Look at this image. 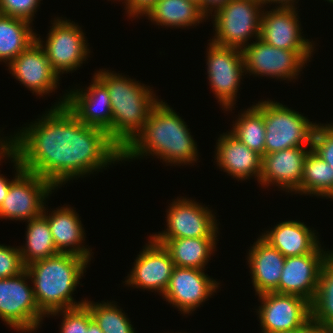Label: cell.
<instances>
[{
	"instance_id": "6da1fadb",
	"label": "cell",
	"mask_w": 333,
	"mask_h": 333,
	"mask_svg": "<svg viewBox=\"0 0 333 333\" xmlns=\"http://www.w3.org/2000/svg\"><path fill=\"white\" fill-rule=\"evenodd\" d=\"M40 118L11 137V151L25 171L55 188L123 161L107 131L83 124L65 105L51 107Z\"/></svg>"
},
{
	"instance_id": "52a82bcc",
	"label": "cell",
	"mask_w": 333,
	"mask_h": 333,
	"mask_svg": "<svg viewBox=\"0 0 333 333\" xmlns=\"http://www.w3.org/2000/svg\"><path fill=\"white\" fill-rule=\"evenodd\" d=\"M14 163L16 174L0 205V219L29 221L43 213L45 200L56 188L46 179L25 171L19 158L11 151L6 158ZM44 201V202H43Z\"/></svg>"
},
{
	"instance_id": "cb8c5ba5",
	"label": "cell",
	"mask_w": 333,
	"mask_h": 333,
	"mask_svg": "<svg viewBox=\"0 0 333 333\" xmlns=\"http://www.w3.org/2000/svg\"><path fill=\"white\" fill-rule=\"evenodd\" d=\"M315 234L304 222L289 220L262 233L261 237L286 258L312 253L320 245Z\"/></svg>"
},
{
	"instance_id": "7a4b0ae2",
	"label": "cell",
	"mask_w": 333,
	"mask_h": 333,
	"mask_svg": "<svg viewBox=\"0 0 333 333\" xmlns=\"http://www.w3.org/2000/svg\"><path fill=\"white\" fill-rule=\"evenodd\" d=\"M187 126L184 119L167 103L159 101L141 132L122 151V160L155 155L171 165H190L196 162L197 143Z\"/></svg>"
},
{
	"instance_id": "b9f144b4",
	"label": "cell",
	"mask_w": 333,
	"mask_h": 333,
	"mask_svg": "<svg viewBox=\"0 0 333 333\" xmlns=\"http://www.w3.org/2000/svg\"><path fill=\"white\" fill-rule=\"evenodd\" d=\"M273 3H275L276 5L278 4L279 6L277 7L294 8V4L297 2L296 0H265V5Z\"/></svg>"
},
{
	"instance_id": "8992f818",
	"label": "cell",
	"mask_w": 333,
	"mask_h": 333,
	"mask_svg": "<svg viewBox=\"0 0 333 333\" xmlns=\"http://www.w3.org/2000/svg\"><path fill=\"white\" fill-rule=\"evenodd\" d=\"M263 5L264 3L256 0L226 2L211 15L215 27V35L211 42L240 50L249 46L250 37L258 39L260 36Z\"/></svg>"
},
{
	"instance_id": "d4e9b609",
	"label": "cell",
	"mask_w": 333,
	"mask_h": 333,
	"mask_svg": "<svg viewBox=\"0 0 333 333\" xmlns=\"http://www.w3.org/2000/svg\"><path fill=\"white\" fill-rule=\"evenodd\" d=\"M217 237H196L178 239H153L169 252L175 266L205 269L213 251Z\"/></svg>"
},
{
	"instance_id": "f35d334b",
	"label": "cell",
	"mask_w": 333,
	"mask_h": 333,
	"mask_svg": "<svg viewBox=\"0 0 333 333\" xmlns=\"http://www.w3.org/2000/svg\"><path fill=\"white\" fill-rule=\"evenodd\" d=\"M229 0H201V11L208 17ZM212 8V9H211ZM209 14V15H208Z\"/></svg>"
},
{
	"instance_id": "f546056e",
	"label": "cell",
	"mask_w": 333,
	"mask_h": 333,
	"mask_svg": "<svg viewBox=\"0 0 333 333\" xmlns=\"http://www.w3.org/2000/svg\"><path fill=\"white\" fill-rule=\"evenodd\" d=\"M311 318L326 333H333V252L322 266L316 296L311 303Z\"/></svg>"
},
{
	"instance_id": "7c38bea8",
	"label": "cell",
	"mask_w": 333,
	"mask_h": 333,
	"mask_svg": "<svg viewBox=\"0 0 333 333\" xmlns=\"http://www.w3.org/2000/svg\"><path fill=\"white\" fill-rule=\"evenodd\" d=\"M163 232L151 235L152 239H178L217 237L218 224L211 209L187 198L175 199L167 209Z\"/></svg>"
},
{
	"instance_id": "7bdbcfd3",
	"label": "cell",
	"mask_w": 333,
	"mask_h": 333,
	"mask_svg": "<svg viewBox=\"0 0 333 333\" xmlns=\"http://www.w3.org/2000/svg\"><path fill=\"white\" fill-rule=\"evenodd\" d=\"M85 333H103L98 324L92 319L89 324L87 331Z\"/></svg>"
},
{
	"instance_id": "4fadbf2b",
	"label": "cell",
	"mask_w": 333,
	"mask_h": 333,
	"mask_svg": "<svg viewBox=\"0 0 333 333\" xmlns=\"http://www.w3.org/2000/svg\"><path fill=\"white\" fill-rule=\"evenodd\" d=\"M260 327L263 333H275L302 327L311 319V303L292 294L267 292L258 295Z\"/></svg>"
},
{
	"instance_id": "836d02e7",
	"label": "cell",
	"mask_w": 333,
	"mask_h": 333,
	"mask_svg": "<svg viewBox=\"0 0 333 333\" xmlns=\"http://www.w3.org/2000/svg\"><path fill=\"white\" fill-rule=\"evenodd\" d=\"M311 148L333 168V123L316 125Z\"/></svg>"
},
{
	"instance_id": "d590c367",
	"label": "cell",
	"mask_w": 333,
	"mask_h": 333,
	"mask_svg": "<svg viewBox=\"0 0 333 333\" xmlns=\"http://www.w3.org/2000/svg\"><path fill=\"white\" fill-rule=\"evenodd\" d=\"M25 269L19 248L0 244V278L16 276Z\"/></svg>"
},
{
	"instance_id": "e0dca14e",
	"label": "cell",
	"mask_w": 333,
	"mask_h": 333,
	"mask_svg": "<svg viewBox=\"0 0 333 333\" xmlns=\"http://www.w3.org/2000/svg\"><path fill=\"white\" fill-rule=\"evenodd\" d=\"M149 238L150 241L137 256L125 284L152 292L154 290L163 295L175 265L164 246Z\"/></svg>"
},
{
	"instance_id": "f1b7e54d",
	"label": "cell",
	"mask_w": 333,
	"mask_h": 333,
	"mask_svg": "<svg viewBox=\"0 0 333 333\" xmlns=\"http://www.w3.org/2000/svg\"><path fill=\"white\" fill-rule=\"evenodd\" d=\"M295 193L333 199V168L312 149L305 158L302 181Z\"/></svg>"
},
{
	"instance_id": "ee69618b",
	"label": "cell",
	"mask_w": 333,
	"mask_h": 333,
	"mask_svg": "<svg viewBox=\"0 0 333 333\" xmlns=\"http://www.w3.org/2000/svg\"><path fill=\"white\" fill-rule=\"evenodd\" d=\"M194 3H196L197 5H199L200 9H201V0H190Z\"/></svg>"
},
{
	"instance_id": "bcb514c9",
	"label": "cell",
	"mask_w": 333,
	"mask_h": 333,
	"mask_svg": "<svg viewBox=\"0 0 333 333\" xmlns=\"http://www.w3.org/2000/svg\"><path fill=\"white\" fill-rule=\"evenodd\" d=\"M326 1H328V2H330V3H332V4H333V0H326Z\"/></svg>"
},
{
	"instance_id": "ffe728a7",
	"label": "cell",
	"mask_w": 333,
	"mask_h": 333,
	"mask_svg": "<svg viewBox=\"0 0 333 333\" xmlns=\"http://www.w3.org/2000/svg\"><path fill=\"white\" fill-rule=\"evenodd\" d=\"M311 149L294 147L265 154L259 179L261 186L276 184L286 192H296L302 181L305 158Z\"/></svg>"
},
{
	"instance_id": "4dcf8cb0",
	"label": "cell",
	"mask_w": 333,
	"mask_h": 333,
	"mask_svg": "<svg viewBox=\"0 0 333 333\" xmlns=\"http://www.w3.org/2000/svg\"><path fill=\"white\" fill-rule=\"evenodd\" d=\"M237 119L230 133L263 157L266 133L263 113L253 105L241 113Z\"/></svg>"
},
{
	"instance_id": "ba28073f",
	"label": "cell",
	"mask_w": 333,
	"mask_h": 333,
	"mask_svg": "<svg viewBox=\"0 0 333 333\" xmlns=\"http://www.w3.org/2000/svg\"><path fill=\"white\" fill-rule=\"evenodd\" d=\"M28 279L31 278L26 269L16 276L0 278V318L22 333L38 329L46 317L36 303Z\"/></svg>"
},
{
	"instance_id": "9c48e42d",
	"label": "cell",
	"mask_w": 333,
	"mask_h": 333,
	"mask_svg": "<svg viewBox=\"0 0 333 333\" xmlns=\"http://www.w3.org/2000/svg\"><path fill=\"white\" fill-rule=\"evenodd\" d=\"M242 50L245 75L269 76L272 78L293 80L310 60L314 50H285L274 47L262 39ZM310 57V58H309Z\"/></svg>"
},
{
	"instance_id": "f6af8a7d",
	"label": "cell",
	"mask_w": 333,
	"mask_h": 333,
	"mask_svg": "<svg viewBox=\"0 0 333 333\" xmlns=\"http://www.w3.org/2000/svg\"><path fill=\"white\" fill-rule=\"evenodd\" d=\"M256 1H259L261 3H264V6H265V0H256Z\"/></svg>"
},
{
	"instance_id": "8fae6325",
	"label": "cell",
	"mask_w": 333,
	"mask_h": 333,
	"mask_svg": "<svg viewBox=\"0 0 333 333\" xmlns=\"http://www.w3.org/2000/svg\"><path fill=\"white\" fill-rule=\"evenodd\" d=\"M207 47V74L215 98L226 111L236 104L240 79L244 76L242 50L219 46L210 41Z\"/></svg>"
},
{
	"instance_id": "74e56055",
	"label": "cell",
	"mask_w": 333,
	"mask_h": 333,
	"mask_svg": "<svg viewBox=\"0 0 333 333\" xmlns=\"http://www.w3.org/2000/svg\"><path fill=\"white\" fill-rule=\"evenodd\" d=\"M275 333H326L312 318L302 327Z\"/></svg>"
},
{
	"instance_id": "603a6c76",
	"label": "cell",
	"mask_w": 333,
	"mask_h": 333,
	"mask_svg": "<svg viewBox=\"0 0 333 333\" xmlns=\"http://www.w3.org/2000/svg\"><path fill=\"white\" fill-rule=\"evenodd\" d=\"M46 209L44 207L43 214L47 218L57 251L82 256L90 262L92 252L89 247L85 248L83 244L81 245L85 241V231L77 212L66 206L58 208L48 215Z\"/></svg>"
},
{
	"instance_id": "2e32d148",
	"label": "cell",
	"mask_w": 333,
	"mask_h": 333,
	"mask_svg": "<svg viewBox=\"0 0 333 333\" xmlns=\"http://www.w3.org/2000/svg\"><path fill=\"white\" fill-rule=\"evenodd\" d=\"M91 83L87 89L70 90L54 106L65 105L83 124L109 133L112 130L109 91L95 75Z\"/></svg>"
},
{
	"instance_id": "83f0119b",
	"label": "cell",
	"mask_w": 333,
	"mask_h": 333,
	"mask_svg": "<svg viewBox=\"0 0 333 333\" xmlns=\"http://www.w3.org/2000/svg\"><path fill=\"white\" fill-rule=\"evenodd\" d=\"M26 244L19 247L22 261L28 264L52 257L59 252L54 244L52 233L45 214L27 221Z\"/></svg>"
},
{
	"instance_id": "7402d4cb",
	"label": "cell",
	"mask_w": 333,
	"mask_h": 333,
	"mask_svg": "<svg viewBox=\"0 0 333 333\" xmlns=\"http://www.w3.org/2000/svg\"><path fill=\"white\" fill-rule=\"evenodd\" d=\"M247 260L256 295L278 293L285 257L260 236L251 246Z\"/></svg>"
},
{
	"instance_id": "1f68e13d",
	"label": "cell",
	"mask_w": 333,
	"mask_h": 333,
	"mask_svg": "<svg viewBox=\"0 0 333 333\" xmlns=\"http://www.w3.org/2000/svg\"><path fill=\"white\" fill-rule=\"evenodd\" d=\"M113 303L114 301L93 303L86 300L84 304L103 333H136L125 312Z\"/></svg>"
},
{
	"instance_id": "484cf974",
	"label": "cell",
	"mask_w": 333,
	"mask_h": 333,
	"mask_svg": "<svg viewBox=\"0 0 333 333\" xmlns=\"http://www.w3.org/2000/svg\"><path fill=\"white\" fill-rule=\"evenodd\" d=\"M145 16L157 25L170 28L196 26L208 19L199 5L190 0H158Z\"/></svg>"
},
{
	"instance_id": "9a60e30c",
	"label": "cell",
	"mask_w": 333,
	"mask_h": 333,
	"mask_svg": "<svg viewBox=\"0 0 333 333\" xmlns=\"http://www.w3.org/2000/svg\"><path fill=\"white\" fill-rule=\"evenodd\" d=\"M219 284L206 275L204 269L175 266L163 298L184 315L191 314L216 293Z\"/></svg>"
},
{
	"instance_id": "d6986e66",
	"label": "cell",
	"mask_w": 333,
	"mask_h": 333,
	"mask_svg": "<svg viewBox=\"0 0 333 333\" xmlns=\"http://www.w3.org/2000/svg\"><path fill=\"white\" fill-rule=\"evenodd\" d=\"M275 8L265 13L263 10L259 38L285 50H314L313 41L301 34L297 8Z\"/></svg>"
},
{
	"instance_id": "60d3db41",
	"label": "cell",
	"mask_w": 333,
	"mask_h": 333,
	"mask_svg": "<svg viewBox=\"0 0 333 333\" xmlns=\"http://www.w3.org/2000/svg\"><path fill=\"white\" fill-rule=\"evenodd\" d=\"M9 137V139L0 140V161L11 152V136Z\"/></svg>"
},
{
	"instance_id": "5b68a950",
	"label": "cell",
	"mask_w": 333,
	"mask_h": 333,
	"mask_svg": "<svg viewBox=\"0 0 333 333\" xmlns=\"http://www.w3.org/2000/svg\"><path fill=\"white\" fill-rule=\"evenodd\" d=\"M255 106L264 115L265 154L312 146L316 123L279 102L259 101Z\"/></svg>"
},
{
	"instance_id": "e575fe53",
	"label": "cell",
	"mask_w": 333,
	"mask_h": 333,
	"mask_svg": "<svg viewBox=\"0 0 333 333\" xmlns=\"http://www.w3.org/2000/svg\"><path fill=\"white\" fill-rule=\"evenodd\" d=\"M41 0H0V14L24 19L32 24Z\"/></svg>"
},
{
	"instance_id": "ac0fdd59",
	"label": "cell",
	"mask_w": 333,
	"mask_h": 333,
	"mask_svg": "<svg viewBox=\"0 0 333 333\" xmlns=\"http://www.w3.org/2000/svg\"><path fill=\"white\" fill-rule=\"evenodd\" d=\"M10 73L35 94L44 96L57 88L59 75L53 70L45 51L35 41L10 64Z\"/></svg>"
},
{
	"instance_id": "30bf717a",
	"label": "cell",
	"mask_w": 333,
	"mask_h": 333,
	"mask_svg": "<svg viewBox=\"0 0 333 333\" xmlns=\"http://www.w3.org/2000/svg\"><path fill=\"white\" fill-rule=\"evenodd\" d=\"M51 24L53 25L46 37L45 45L40 36L37 38V34L36 41L43 48L53 70L60 77L61 73L77 70L83 61H86L90 51L87 48L83 30L75 22L58 18Z\"/></svg>"
},
{
	"instance_id": "5bb4252c",
	"label": "cell",
	"mask_w": 333,
	"mask_h": 333,
	"mask_svg": "<svg viewBox=\"0 0 333 333\" xmlns=\"http://www.w3.org/2000/svg\"><path fill=\"white\" fill-rule=\"evenodd\" d=\"M332 252L324 251L320 244L312 253L286 257L278 293L297 295L312 303L322 266Z\"/></svg>"
},
{
	"instance_id": "ab89813d",
	"label": "cell",
	"mask_w": 333,
	"mask_h": 333,
	"mask_svg": "<svg viewBox=\"0 0 333 333\" xmlns=\"http://www.w3.org/2000/svg\"><path fill=\"white\" fill-rule=\"evenodd\" d=\"M11 183H12V181L5 178L3 176V174L0 175V205L2 204L3 200L5 199V197L8 193Z\"/></svg>"
},
{
	"instance_id": "4316f807",
	"label": "cell",
	"mask_w": 333,
	"mask_h": 333,
	"mask_svg": "<svg viewBox=\"0 0 333 333\" xmlns=\"http://www.w3.org/2000/svg\"><path fill=\"white\" fill-rule=\"evenodd\" d=\"M31 23L0 14V62L10 64L21 52L36 41Z\"/></svg>"
},
{
	"instance_id": "44dd1931",
	"label": "cell",
	"mask_w": 333,
	"mask_h": 333,
	"mask_svg": "<svg viewBox=\"0 0 333 333\" xmlns=\"http://www.w3.org/2000/svg\"><path fill=\"white\" fill-rule=\"evenodd\" d=\"M216 143V158L219 169L233 178L246 180L251 176L260 179L262 156L252 151L230 132L221 134Z\"/></svg>"
},
{
	"instance_id": "277c9868",
	"label": "cell",
	"mask_w": 333,
	"mask_h": 333,
	"mask_svg": "<svg viewBox=\"0 0 333 333\" xmlns=\"http://www.w3.org/2000/svg\"><path fill=\"white\" fill-rule=\"evenodd\" d=\"M88 260L82 256L58 253L52 257L34 261L26 266L33 280L34 298L45 315L81 306L72 296L79 280L83 277ZM82 276V277H81Z\"/></svg>"
},
{
	"instance_id": "d6a6232c",
	"label": "cell",
	"mask_w": 333,
	"mask_h": 333,
	"mask_svg": "<svg viewBox=\"0 0 333 333\" xmlns=\"http://www.w3.org/2000/svg\"><path fill=\"white\" fill-rule=\"evenodd\" d=\"M60 313L64 315L60 326V333H85L89 322L93 319L89 308L85 304L74 308L59 310L49 315L56 316Z\"/></svg>"
},
{
	"instance_id": "8d00e7d4",
	"label": "cell",
	"mask_w": 333,
	"mask_h": 333,
	"mask_svg": "<svg viewBox=\"0 0 333 333\" xmlns=\"http://www.w3.org/2000/svg\"><path fill=\"white\" fill-rule=\"evenodd\" d=\"M129 17H142L158 0H124Z\"/></svg>"
},
{
	"instance_id": "3957f363",
	"label": "cell",
	"mask_w": 333,
	"mask_h": 333,
	"mask_svg": "<svg viewBox=\"0 0 333 333\" xmlns=\"http://www.w3.org/2000/svg\"><path fill=\"white\" fill-rule=\"evenodd\" d=\"M108 89L112 109L110 139L123 151L141 132L159 103L150 87L109 70L94 74Z\"/></svg>"
}]
</instances>
